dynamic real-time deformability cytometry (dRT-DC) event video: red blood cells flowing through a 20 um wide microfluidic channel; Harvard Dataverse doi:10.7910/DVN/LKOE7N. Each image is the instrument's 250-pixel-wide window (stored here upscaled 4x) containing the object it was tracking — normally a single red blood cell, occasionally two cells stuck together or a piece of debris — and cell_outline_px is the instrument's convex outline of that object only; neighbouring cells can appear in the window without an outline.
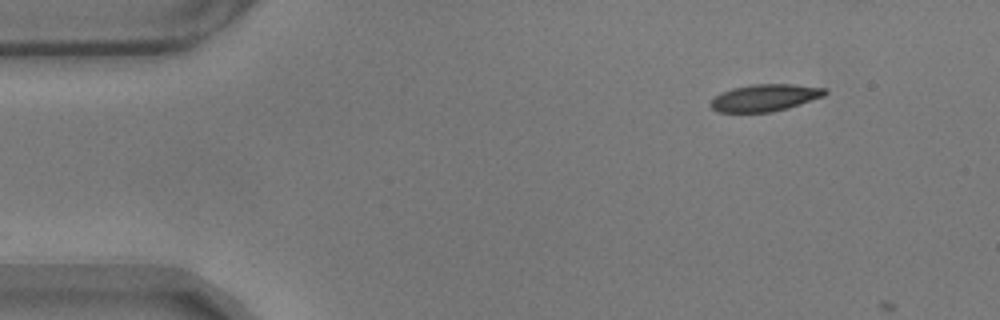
{"species": "common noctule bat (a hibernating species)", "species_latin": "Nyctalus noctula", "temperature_condition": "warm", "stored_images_in_passage": 2, "camera_frame_rate_fps": 3000, "um_per_image_px": 0.085, "animal": {"sex": "male", "body_mass_g": 17.9}, "frame": {"image": 1, "passage_image": 1, "time_ms": 0.0, "image_size_px": [1000, 320], "cell_outline_px": [[828, 92], [824, 96], [788, 108], [772, 112], [720, 112], [712, 108], [708, 104], [720, 92], [732, 88], [752, 84], [792, 84], [828, 88]], "centroid_in_image_um": [65.03, 8.3], "position_along_channel_um": 20.0, "area_um2": 18.09}}